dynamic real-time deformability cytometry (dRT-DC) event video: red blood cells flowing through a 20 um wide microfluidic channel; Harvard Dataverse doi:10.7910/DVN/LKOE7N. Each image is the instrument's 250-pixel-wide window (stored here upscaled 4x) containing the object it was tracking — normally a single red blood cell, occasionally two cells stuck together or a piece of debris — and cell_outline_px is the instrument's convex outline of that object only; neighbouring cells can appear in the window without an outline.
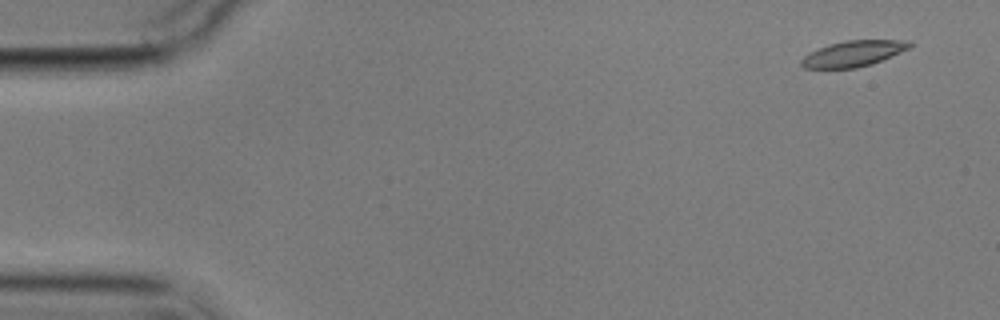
{"species": "common noctule bat (a hibernating species)", "species_latin": "Nyctalus noctula", "temperature_condition": "cold", "stored_images_in_passage": 6, "camera_frame_rate_fps": 3000, "um_per_image_px": 0.085, "animal": {"sex": "male", "body_mass_g": 17.9}, "frame": {"image": 1, "passage_image": 2, "time_ms": 1.0, "image_size_px": [1000, 320], "cell_outline_px": [[912, 44], [908, 48], [900, 52], [872, 64], [856, 68], [804, 68], [800, 64], [800, 60], [804, 56], [820, 48], [832, 44], [848, 40], [908, 40]], "centroid_in_image_um": [72.53, 4.56], "position_along_channel_um": 12.5, "area_um2": 15.95}}
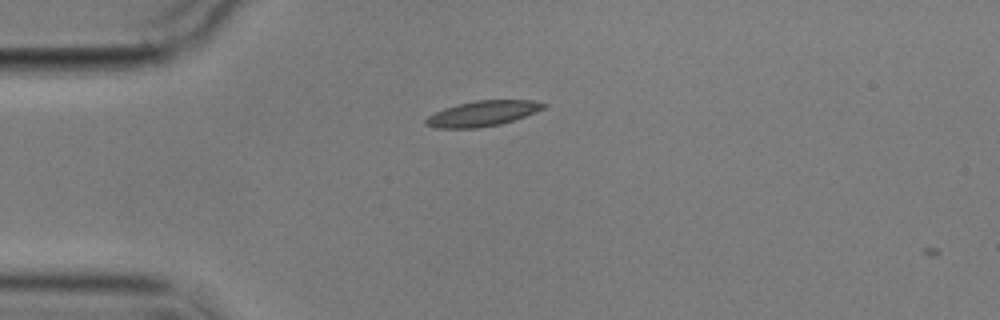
{"frame": {"image": 2, "passage_image": 5, "time_ms": 4.667, "image_size_px": [1000, 320], "cell_outline_px": [[548, 104], [544, 108], [536, 112], [500, 124], [476, 128], [436, 128], [424, 124], [424, 120], [428, 116], [444, 108], [456, 104], [476, 100], [532, 100]], "centroid_in_image_um": [40.99, 9.64], "position_along_channel_um": 44.0, "area_um2": 17.34}}